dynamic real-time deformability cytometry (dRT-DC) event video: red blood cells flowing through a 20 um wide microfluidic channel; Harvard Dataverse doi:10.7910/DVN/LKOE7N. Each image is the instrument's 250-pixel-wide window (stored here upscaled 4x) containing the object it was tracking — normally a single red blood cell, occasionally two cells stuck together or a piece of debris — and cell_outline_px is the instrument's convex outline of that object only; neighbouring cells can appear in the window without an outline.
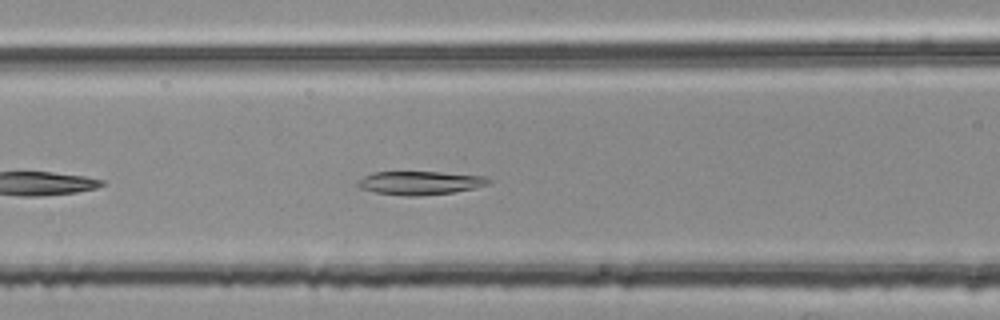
{"species": "common noctule bat (a hibernating species)", "species_latin": "Nyctalus noctula", "temperature_condition": "room temperature", "stored_images_in_passage": 32, "camera_frame_rate_fps": 3000, "um_per_image_px": 0.085, "animal": {"sex": "female", "body_mass_g": 25.1}, "frame": {"image": 1, "passage_image": 8, "time_ms": 2.333, "image_size_px": [1000, 320], "cell_outline_px": [[492, 180], [488, 184], [472, 188], [452, 192], [416, 196], [404, 196], [372, 192], [360, 188], [356, 184], [364, 176], [372, 172], [440, 172], [484, 176]], "centroid_in_image_um": [35.66, 15.54], "position_along_channel_um": 130.9, "area_um2": 17.8}}
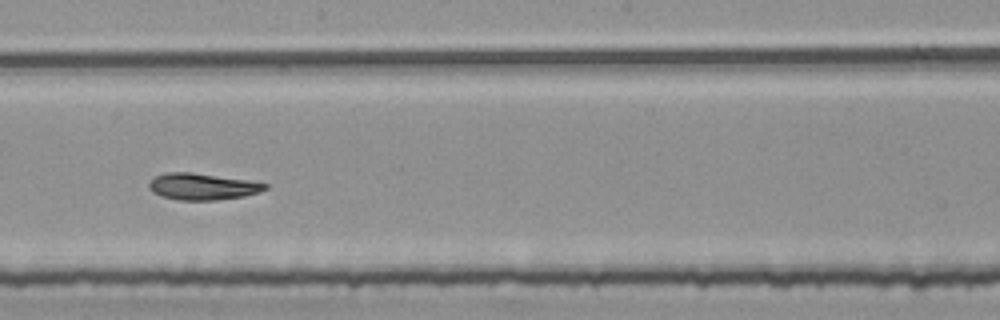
{"frame": {"image": 2, "passage_image": 16, "time_ms": 5.0, "image_size_px": [1000, 320], "cell_outline_px": [[268, 188], [244, 196], [216, 200], [176, 200], [160, 196], [152, 192], [148, 188], [148, 184], [156, 176], [168, 172], [192, 172], [248, 180], [268, 184]], "centroid_in_image_um": [17.17, 15.86], "position_along_channel_um": 231.0, "area_um2": 17.92}}
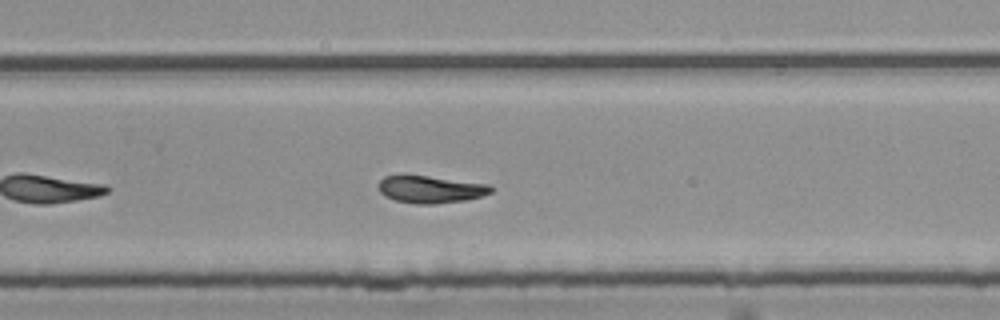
{"frame": {"image": 3, "passage_image": 21, "time_ms": 6.667, "image_size_px": [1000, 320], "cell_outline_px": [[492, 192], [484, 196], [464, 200], [436, 204], [416, 204], [396, 200], [380, 192], [376, 184], [384, 176], [404, 172], [492, 184]], "centroid_in_image_um": [36.58, 16.04], "position_along_channel_um": 293.2, "area_um2": 18.73}}